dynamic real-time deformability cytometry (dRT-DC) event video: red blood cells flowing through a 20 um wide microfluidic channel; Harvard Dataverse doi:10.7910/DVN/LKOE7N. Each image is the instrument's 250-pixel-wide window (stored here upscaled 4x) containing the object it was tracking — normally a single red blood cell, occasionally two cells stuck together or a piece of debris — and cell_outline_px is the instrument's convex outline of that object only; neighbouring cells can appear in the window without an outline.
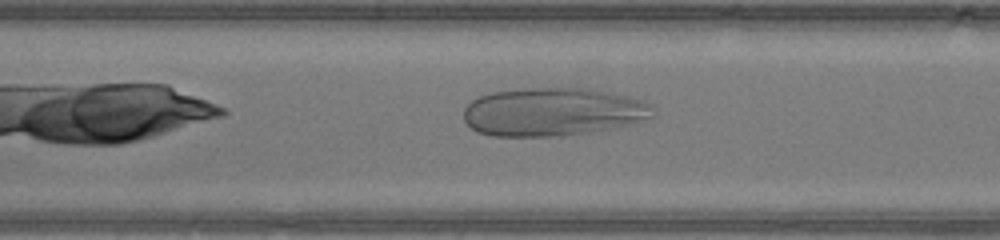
{"species": "human", "species_latin": "Homo sapiens", "temperature_condition": "warm", "stored_images_in_passage": 31, "camera_frame_rate_fps": 3000, "um_per_image_px": 0.085, "donor": {"sex": "male"}, "frame": {"image": 1, "passage_image": 8, "time_ms": 2.333, "image_size_px": [1000, 240], "cell_outline_px": [[656, 112], [652, 116], [616, 128], [592, 132], [560, 136], [492, 136], [480, 132], [472, 128], [464, 120], [464, 108], [472, 100], [488, 92], [520, 88], [584, 88], [612, 92], [644, 100], [652, 104], [656, 108]], "centroid_in_image_um": [47.02, 9.5], "position_along_channel_um": 160.4, "area_um2": 53.7}}
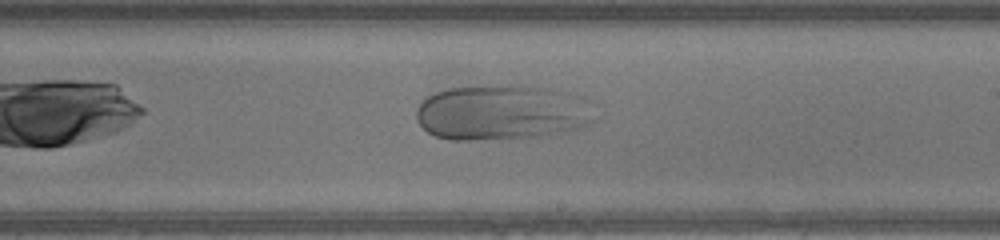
{"frame": {"image": 2, "passage_image": 14, "time_ms": 4.333, "image_size_px": [1000, 240], "cell_outline_px": [[596, 120], [588, 124], [576, 128], [536, 136], [476, 140], [448, 140], [436, 136], [428, 132], [416, 120], [416, 108], [428, 96], [436, 92], [448, 88], [500, 84], [536, 84], [572, 92], [584, 96], [588, 100]], "centroid_in_image_um": [42.7, 9.51], "position_along_channel_um": 246.3, "area_um2": 58.44}}
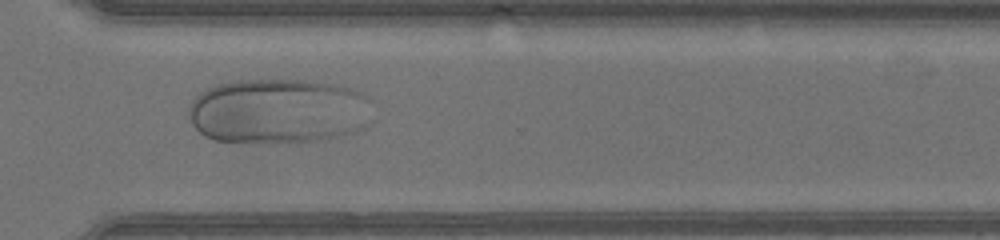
{"frame": {"image": 3, "passage_image": 21, "time_ms": 6.667, "image_size_px": [1000, 240], "cell_outline_px": [[368, 96], [348, 132], [332, 136], [312, 140], [216, 140], [204, 136], [192, 124], [188, 116], [188, 108], [192, 100], [200, 92], [216, 84], [236, 80], [308, 80], [332, 84], [348, 88], [360, 92]], "centroid_in_image_um": [23.36, 9.37], "position_along_channel_um": 347.2, "area_um2": 66.12}}